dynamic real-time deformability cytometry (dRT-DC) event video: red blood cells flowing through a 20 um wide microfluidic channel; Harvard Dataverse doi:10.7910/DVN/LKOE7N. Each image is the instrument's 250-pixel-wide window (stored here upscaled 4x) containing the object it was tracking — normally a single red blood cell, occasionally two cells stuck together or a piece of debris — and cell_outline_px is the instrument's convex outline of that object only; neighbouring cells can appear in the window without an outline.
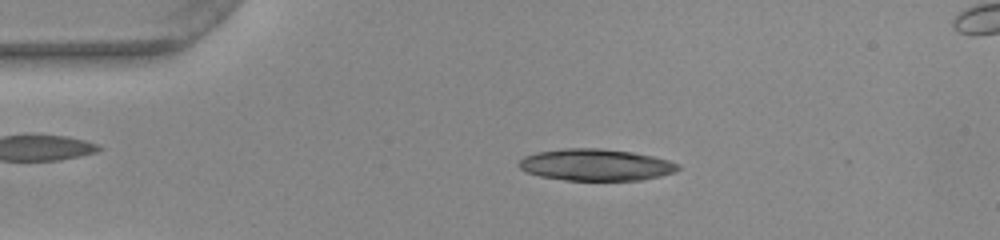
{"species": "common noctule bat (a hibernating species)", "species_latin": "Nyctalus noctula", "temperature_condition": "warm", "stored_images_in_passage": 49, "camera_frame_rate_fps": 3000, "um_per_image_px": 0.085, "animal": {"sex": "female", "body_mass_g": 22.0, "forearm_length_mm": 56.7}, "frame": {"image": 1, "passage_image": 9, "time_ms": 2.667, "image_size_px": [1000, 240], "cell_outline_px": [[680, 168], [672, 172], [660, 176], [640, 180], [564, 180], [540, 176], [524, 172], [516, 164], [524, 156], [536, 152], [564, 148], [600, 148], [632, 152], [652, 156], [668, 160], [680, 164]], "centroid_in_image_um": [50.59, 14.01], "position_along_channel_um": 34.4, "area_um2": 29.48}}